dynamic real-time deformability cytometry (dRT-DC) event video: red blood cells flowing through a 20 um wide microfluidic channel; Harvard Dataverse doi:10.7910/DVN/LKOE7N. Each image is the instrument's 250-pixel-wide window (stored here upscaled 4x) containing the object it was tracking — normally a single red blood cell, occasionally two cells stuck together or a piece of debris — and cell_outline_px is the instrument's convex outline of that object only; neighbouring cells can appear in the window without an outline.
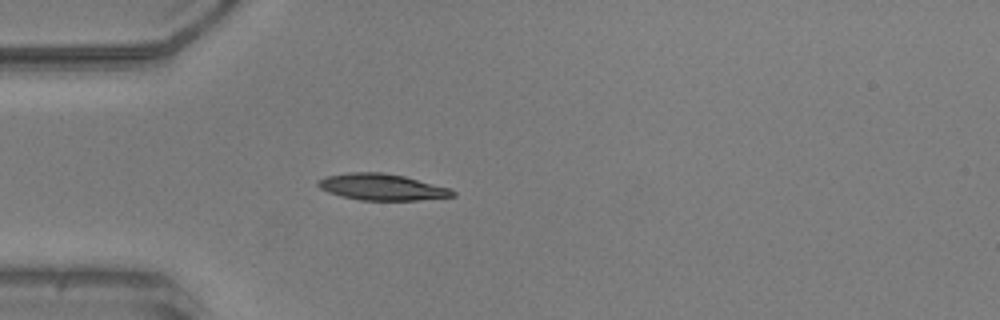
{"species": "common noctule bat (a hibernating species)", "species_latin": "Nyctalus noctula", "temperature_condition": "warm", "stored_images_in_passage": 6, "camera_frame_rate_fps": 3000, "um_per_image_px": 0.085, "animal": {"sex": "male", "body_mass_g": 20.5, "forearm_length_mm": 52.5}, "frame": {"image": 1, "passage_image": 1, "time_ms": 0.0, "image_size_px": [1000, 320], "cell_outline_px": [[456, 196], [416, 200], [360, 200], [340, 196], [328, 192], [320, 188], [316, 184], [316, 180], [324, 176], [348, 172], [380, 172], [404, 176], [452, 188], [456, 192]], "centroid_in_image_um": [32.44, 15.89], "position_along_channel_um": 52.6, "area_um2": 20.92}}